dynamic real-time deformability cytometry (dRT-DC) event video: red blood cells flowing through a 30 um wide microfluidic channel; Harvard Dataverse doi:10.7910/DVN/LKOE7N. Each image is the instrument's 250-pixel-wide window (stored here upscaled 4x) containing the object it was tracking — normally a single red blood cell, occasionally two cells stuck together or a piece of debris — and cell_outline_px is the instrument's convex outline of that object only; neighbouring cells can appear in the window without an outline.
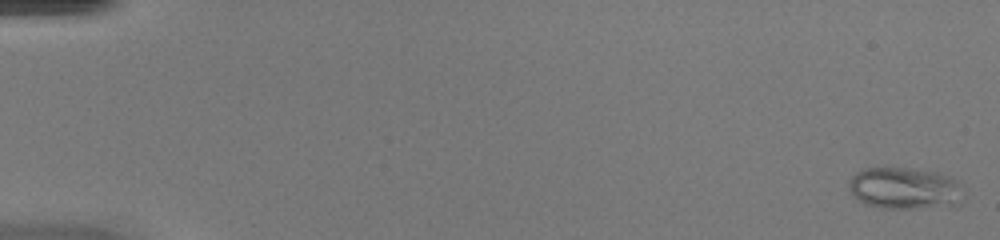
{"species": "common noctule bat (a hibernating species)", "species_latin": "Nyctalus noctula", "temperature_condition": "warm", "stored_images_in_passage": 49, "camera_frame_rate_fps": 3000, "um_per_image_px": 0.085, "animal": {"sex": "female", "body_mass_g": 20.0, "forearm_length_mm": 54.0}, "frame": {"image": 1, "passage_image": 2, "time_ms": 0.333, "image_size_px": [1000, 240], "cell_outline_px": [[964, 200], [956, 208], [880, 208], [864, 204], [848, 188], [848, 184], [852, 176], [856, 172], [864, 168], [884, 164], [940, 172], [956, 180], [964, 196]], "centroid_in_image_um": [76.94, 15.98], "position_along_channel_um": 8.1, "area_um2": 29.25}}
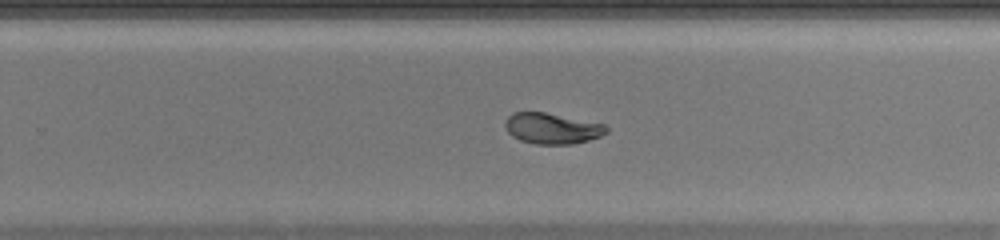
{"frame": {"image": 2, "passage_image": 33, "time_ms": 10.667, "image_size_px": [1000, 240], "cell_outline_px": [[608, 132], [600, 136], [588, 140], [572, 144], [536, 144], [520, 140], [512, 136], [508, 132], [504, 124], [508, 116], [512, 112], [544, 112], [604, 124], [608, 128]], "centroid_in_image_um": [46.91, 10.91], "position_along_channel_um": 282.9, "area_um2": 18.09}}
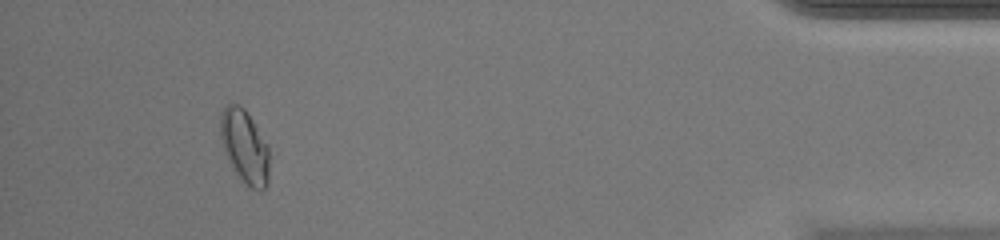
{"frame": {"image": 3, "passage_image": 46, "time_ms": 15.0, "image_size_px": [1000, 240], "cell_outline_px": [[268, 184], [260, 192], [248, 188], [240, 180], [232, 168], [224, 152], [220, 136], [220, 112], [228, 104], [240, 104], [244, 108], [268, 144]], "centroid_in_image_um": [20.78, 12.49], "position_along_channel_um": 414.4, "area_um2": 21.27}, "authors_computed_cell_mechanics": {"area_um2": 19.652, "velocity_mm_per_s": 4.3437, "shape_relaxation_time_tau1_ms": 6.1926, "shape_relaxation_time_tau2_ms": 1.0192, "deformation_change_tau1": 0.1789, "deformation_change_tau2": 0.0454}}